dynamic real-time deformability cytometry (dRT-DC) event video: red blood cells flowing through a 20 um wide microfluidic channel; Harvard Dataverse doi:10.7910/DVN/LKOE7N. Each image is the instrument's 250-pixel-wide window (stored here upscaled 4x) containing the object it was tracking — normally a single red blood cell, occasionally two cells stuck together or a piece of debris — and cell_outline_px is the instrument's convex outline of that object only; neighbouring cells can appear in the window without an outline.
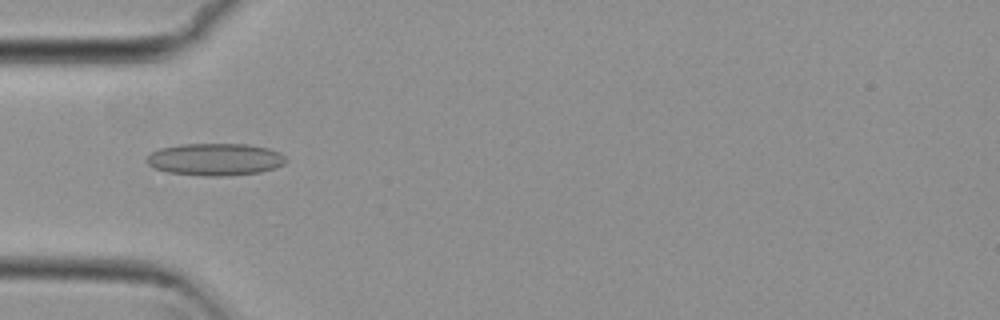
{"species": "common noctule bat (a hibernating species)", "species_latin": "Nyctalus noctula", "temperature_condition": "cold", "stored_images_in_passage": 47, "camera_frame_rate_fps": 3000, "um_per_image_px": 0.085, "animal": {"sex": "female", "body_mass_g": 29.2, "forearm_length_mm": 56.3}, "frame": {"image": 1, "passage_image": 10, "time_ms": 3.0, "image_size_px": [1000, 320], "cell_outline_px": [[288, 160], [284, 164], [276, 168], [260, 172], [224, 176], [204, 176], [168, 172], [156, 168], [148, 164], [144, 160], [152, 152], [160, 148], [180, 144], [248, 144], [268, 148], [280, 152]], "centroid_in_image_um": [18.31, 13.54], "position_along_channel_um": 66.7, "area_um2": 26.24}}
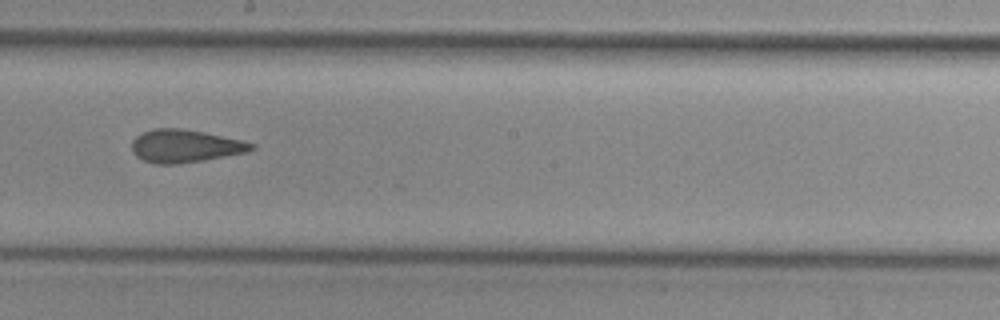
{"frame": {"image": 2, "passage_image": 23, "time_ms": 7.333, "image_size_px": [1000, 320], "cell_outline_px": [[256, 148], [248, 152], [176, 164], [156, 164], [144, 160], [136, 156], [132, 152], [132, 140], [136, 136], [152, 128], [180, 128], [204, 132], [244, 140], [256, 144]], "centroid_in_image_um": [15.74, 12.4], "position_along_channel_um": 232.5, "area_um2": 22.89}}
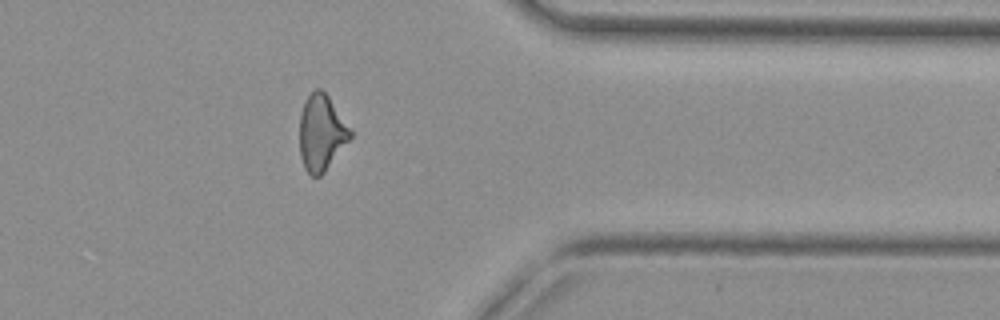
{"frame": {"image": 3, "passage_image": 36, "time_ms": 11.667, "image_size_px": [1000, 320], "cell_outline_px": [[352, 136], [324, 172], [320, 176], [312, 176], [304, 168], [300, 156], [300, 116], [304, 104], [308, 96], [316, 88], [320, 88], [328, 96], [352, 132]], "centroid_in_image_um": [27.3, 11.3], "position_along_channel_um": 384.1, "area_um2": 21.96}, "authors_computed_cell_mechanics": {"area_um2": 23.0044, "velocity_mm_per_s": 3.8217, "shape_relaxation_time_tau1_ms": null, "shape_relaxation_time_tau2_ms": 1.8765, "deformation_change_tau1": null, "deformation_change_tau2": 0.1051}}